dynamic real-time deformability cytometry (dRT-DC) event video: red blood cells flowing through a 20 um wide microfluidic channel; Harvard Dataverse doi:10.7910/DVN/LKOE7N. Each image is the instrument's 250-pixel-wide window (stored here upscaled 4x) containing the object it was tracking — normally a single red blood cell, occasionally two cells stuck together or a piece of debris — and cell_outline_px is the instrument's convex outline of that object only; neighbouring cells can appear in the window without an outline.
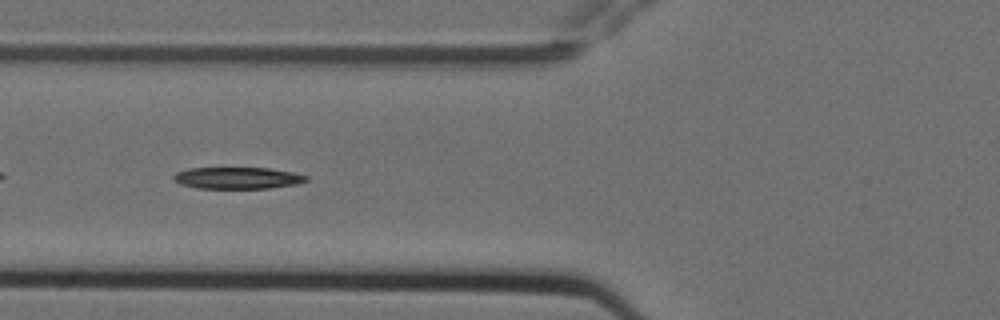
{"species": "Egyptian fruit bat (a non-hibernating species)", "species_latin": "Rousettus aegyptiacus", "temperature_condition": "cold", "stored_images_in_passage": 10, "camera_frame_rate_fps": 3000, "um_per_image_px": 0.085, "animal": {"sex": "female"}, "frame": {"image": 1, "passage_image": 7, "time_ms": 2.0, "image_size_px": [1000, 320], "cell_outline_px": [[308, 180], [296, 184], [268, 188], [196, 188], [180, 184], [172, 180], [172, 176], [176, 172], [188, 168], [268, 168], [292, 172], [308, 176]], "centroid_in_image_um": [20.14, 15.12], "position_along_channel_um": 105.7, "area_um2": 16.76}}
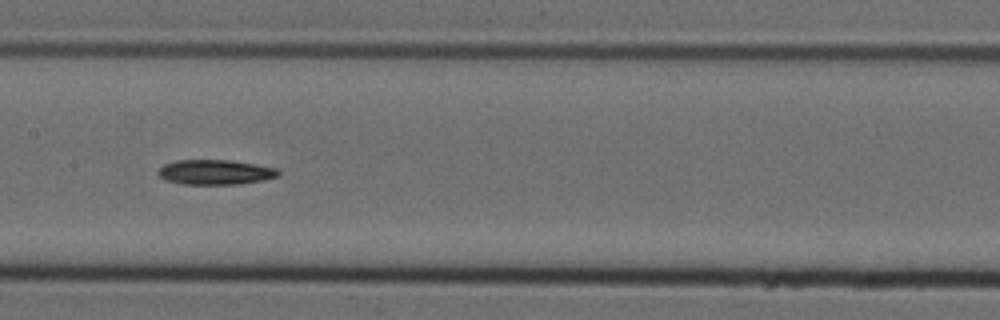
{"frame": {"image": 2, "passage_image": 9, "time_ms": 2.667, "image_size_px": [1000, 320], "cell_outline_px": [[280, 176], [264, 180], [236, 184], [180, 184], [164, 180], [156, 172], [164, 164], [176, 160], [232, 160], [280, 168]], "centroid_in_image_um": [18.33, 14.63], "position_along_channel_um": 189.1, "area_um2": 17.69}}
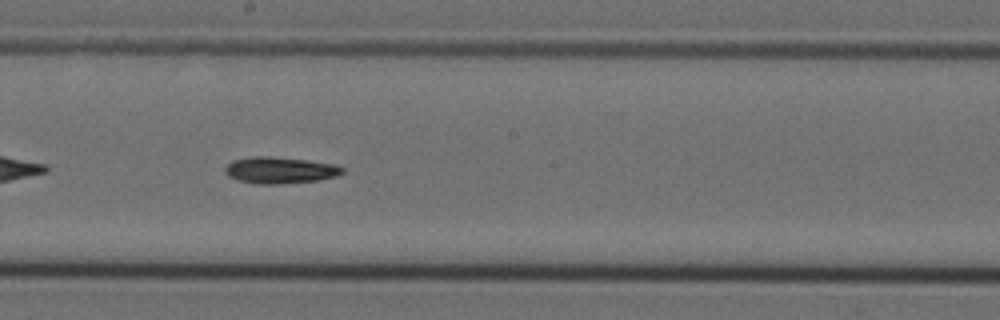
{"frame": {"image": 3, "passage_image": 10, "time_ms": 3.0, "image_size_px": [1000, 320], "cell_outline_px": [[344, 172], [340, 176], [320, 180], [276, 184], [256, 184], [236, 180], [228, 176], [224, 172], [224, 168], [232, 160], [252, 156], [268, 156], [308, 160], [336, 164], [344, 168]], "centroid_in_image_um": [23.81, 14.47], "position_along_channel_um": 224.4, "area_um2": 18.44}}